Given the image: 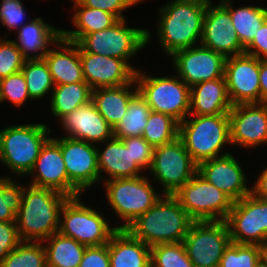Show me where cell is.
I'll return each instance as SVG.
<instances>
[{
  "label": "cell",
  "mask_w": 267,
  "mask_h": 267,
  "mask_svg": "<svg viewBox=\"0 0 267 267\" xmlns=\"http://www.w3.org/2000/svg\"><path fill=\"white\" fill-rule=\"evenodd\" d=\"M0 267H47L43 243L22 241L0 262Z\"/></svg>",
  "instance_id": "obj_36"
},
{
  "label": "cell",
  "mask_w": 267,
  "mask_h": 267,
  "mask_svg": "<svg viewBox=\"0 0 267 267\" xmlns=\"http://www.w3.org/2000/svg\"><path fill=\"white\" fill-rule=\"evenodd\" d=\"M233 0L219 2L229 11L235 32L244 48H246L267 19V7L263 5H242L234 8Z\"/></svg>",
  "instance_id": "obj_30"
},
{
  "label": "cell",
  "mask_w": 267,
  "mask_h": 267,
  "mask_svg": "<svg viewBox=\"0 0 267 267\" xmlns=\"http://www.w3.org/2000/svg\"><path fill=\"white\" fill-rule=\"evenodd\" d=\"M254 267H267V263L261 258Z\"/></svg>",
  "instance_id": "obj_51"
},
{
  "label": "cell",
  "mask_w": 267,
  "mask_h": 267,
  "mask_svg": "<svg viewBox=\"0 0 267 267\" xmlns=\"http://www.w3.org/2000/svg\"><path fill=\"white\" fill-rule=\"evenodd\" d=\"M27 177L31 179L27 183L29 185L49 188L69 198L83 196V193L68 179L60 148V136H52L45 142Z\"/></svg>",
  "instance_id": "obj_14"
},
{
  "label": "cell",
  "mask_w": 267,
  "mask_h": 267,
  "mask_svg": "<svg viewBox=\"0 0 267 267\" xmlns=\"http://www.w3.org/2000/svg\"><path fill=\"white\" fill-rule=\"evenodd\" d=\"M210 0H169L158 8L155 35L166 57L200 45L204 17Z\"/></svg>",
  "instance_id": "obj_1"
},
{
  "label": "cell",
  "mask_w": 267,
  "mask_h": 267,
  "mask_svg": "<svg viewBox=\"0 0 267 267\" xmlns=\"http://www.w3.org/2000/svg\"><path fill=\"white\" fill-rule=\"evenodd\" d=\"M260 169V173L251 185V194L259 199L267 200V165Z\"/></svg>",
  "instance_id": "obj_48"
},
{
  "label": "cell",
  "mask_w": 267,
  "mask_h": 267,
  "mask_svg": "<svg viewBox=\"0 0 267 267\" xmlns=\"http://www.w3.org/2000/svg\"><path fill=\"white\" fill-rule=\"evenodd\" d=\"M124 144H131V154L133 161L143 170L151 168L154 147L149 144L142 136H133L121 139Z\"/></svg>",
  "instance_id": "obj_43"
},
{
  "label": "cell",
  "mask_w": 267,
  "mask_h": 267,
  "mask_svg": "<svg viewBox=\"0 0 267 267\" xmlns=\"http://www.w3.org/2000/svg\"><path fill=\"white\" fill-rule=\"evenodd\" d=\"M25 60L13 40L0 37V79L21 71Z\"/></svg>",
  "instance_id": "obj_42"
},
{
  "label": "cell",
  "mask_w": 267,
  "mask_h": 267,
  "mask_svg": "<svg viewBox=\"0 0 267 267\" xmlns=\"http://www.w3.org/2000/svg\"><path fill=\"white\" fill-rule=\"evenodd\" d=\"M21 71L27 84L28 94L34 102L43 100L46 95L50 99L55 84L44 59L25 60Z\"/></svg>",
  "instance_id": "obj_34"
},
{
  "label": "cell",
  "mask_w": 267,
  "mask_h": 267,
  "mask_svg": "<svg viewBox=\"0 0 267 267\" xmlns=\"http://www.w3.org/2000/svg\"><path fill=\"white\" fill-rule=\"evenodd\" d=\"M262 258L267 263V244L262 247Z\"/></svg>",
  "instance_id": "obj_50"
},
{
  "label": "cell",
  "mask_w": 267,
  "mask_h": 267,
  "mask_svg": "<svg viewBox=\"0 0 267 267\" xmlns=\"http://www.w3.org/2000/svg\"><path fill=\"white\" fill-rule=\"evenodd\" d=\"M260 59L247 54L226 57L224 77L232 105L261 103Z\"/></svg>",
  "instance_id": "obj_16"
},
{
  "label": "cell",
  "mask_w": 267,
  "mask_h": 267,
  "mask_svg": "<svg viewBox=\"0 0 267 267\" xmlns=\"http://www.w3.org/2000/svg\"><path fill=\"white\" fill-rule=\"evenodd\" d=\"M225 222L231 242L261 247L267 244V200L246 195L233 202Z\"/></svg>",
  "instance_id": "obj_13"
},
{
  "label": "cell",
  "mask_w": 267,
  "mask_h": 267,
  "mask_svg": "<svg viewBox=\"0 0 267 267\" xmlns=\"http://www.w3.org/2000/svg\"><path fill=\"white\" fill-rule=\"evenodd\" d=\"M43 59L48 65L55 86L85 82L79 47L76 43L61 36L53 47L49 48Z\"/></svg>",
  "instance_id": "obj_24"
},
{
  "label": "cell",
  "mask_w": 267,
  "mask_h": 267,
  "mask_svg": "<svg viewBox=\"0 0 267 267\" xmlns=\"http://www.w3.org/2000/svg\"><path fill=\"white\" fill-rule=\"evenodd\" d=\"M228 116L233 148L267 146V103L233 105Z\"/></svg>",
  "instance_id": "obj_17"
},
{
  "label": "cell",
  "mask_w": 267,
  "mask_h": 267,
  "mask_svg": "<svg viewBox=\"0 0 267 267\" xmlns=\"http://www.w3.org/2000/svg\"><path fill=\"white\" fill-rule=\"evenodd\" d=\"M148 172L153 175L152 178L149 177L153 183L159 182L161 193L173 195L197 173V164L178 137L170 143L154 148Z\"/></svg>",
  "instance_id": "obj_11"
},
{
  "label": "cell",
  "mask_w": 267,
  "mask_h": 267,
  "mask_svg": "<svg viewBox=\"0 0 267 267\" xmlns=\"http://www.w3.org/2000/svg\"><path fill=\"white\" fill-rule=\"evenodd\" d=\"M15 32L17 37L13 41L26 60L43 59L62 36V28L46 23L42 17L32 18Z\"/></svg>",
  "instance_id": "obj_25"
},
{
  "label": "cell",
  "mask_w": 267,
  "mask_h": 267,
  "mask_svg": "<svg viewBox=\"0 0 267 267\" xmlns=\"http://www.w3.org/2000/svg\"><path fill=\"white\" fill-rule=\"evenodd\" d=\"M230 243V232L225 221H194L183 240L194 267H219Z\"/></svg>",
  "instance_id": "obj_12"
},
{
  "label": "cell",
  "mask_w": 267,
  "mask_h": 267,
  "mask_svg": "<svg viewBox=\"0 0 267 267\" xmlns=\"http://www.w3.org/2000/svg\"><path fill=\"white\" fill-rule=\"evenodd\" d=\"M80 60L84 80L92 90L135 82L136 71L123 59L80 52Z\"/></svg>",
  "instance_id": "obj_21"
},
{
  "label": "cell",
  "mask_w": 267,
  "mask_h": 267,
  "mask_svg": "<svg viewBox=\"0 0 267 267\" xmlns=\"http://www.w3.org/2000/svg\"><path fill=\"white\" fill-rule=\"evenodd\" d=\"M96 149L101 183L112 179L136 178L146 174L133 161L131 144H124L121 139L113 137L103 144H97Z\"/></svg>",
  "instance_id": "obj_23"
},
{
  "label": "cell",
  "mask_w": 267,
  "mask_h": 267,
  "mask_svg": "<svg viewBox=\"0 0 267 267\" xmlns=\"http://www.w3.org/2000/svg\"><path fill=\"white\" fill-rule=\"evenodd\" d=\"M225 77L200 82L190 87L188 115L228 114L232 109Z\"/></svg>",
  "instance_id": "obj_26"
},
{
  "label": "cell",
  "mask_w": 267,
  "mask_h": 267,
  "mask_svg": "<svg viewBox=\"0 0 267 267\" xmlns=\"http://www.w3.org/2000/svg\"><path fill=\"white\" fill-rule=\"evenodd\" d=\"M47 267H79L86 245L56 232L42 241Z\"/></svg>",
  "instance_id": "obj_31"
},
{
  "label": "cell",
  "mask_w": 267,
  "mask_h": 267,
  "mask_svg": "<svg viewBox=\"0 0 267 267\" xmlns=\"http://www.w3.org/2000/svg\"><path fill=\"white\" fill-rule=\"evenodd\" d=\"M79 267H110L108 243L87 246Z\"/></svg>",
  "instance_id": "obj_46"
},
{
  "label": "cell",
  "mask_w": 267,
  "mask_h": 267,
  "mask_svg": "<svg viewBox=\"0 0 267 267\" xmlns=\"http://www.w3.org/2000/svg\"><path fill=\"white\" fill-rule=\"evenodd\" d=\"M150 75L138 69L135 81L151 111L170 115L182 122L190 110V87L176 74Z\"/></svg>",
  "instance_id": "obj_9"
},
{
  "label": "cell",
  "mask_w": 267,
  "mask_h": 267,
  "mask_svg": "<svg viewBox=\"0 0 267 267\" xmlns=\"http://www.w3.org/2000/svg\"><path fill=\"white\" fill-rule=\"evenodd\" d=\"M126 23L127 19H119L109 28L83 36L76 43L79 52L120 58L137 71L138 68L131 60L152 42L154 35L149 30L150 28H139V26L133 28Z\"/></svg>",
  "instance_id": "obj_6"
},
{
  "label": "cell",
  "mask_w": 267,
  "mask_h": 267,
  "mask_svg": "<svg viewBox=\"0 0 267 267\" xmlns=\"http://www.w3.org/2000/svg\"><path fill=\"white\" fill-rule=\"evenodd\" d=\"M179 122L172 116L151 111L142 137L154 148L178 138Z\"/></svg>",
  "instance_id": "obj_35"
},
{
  "label": "cell",
  "mask_w": 267,
  "mask_h": 267,
  "mask_svg": "<svg viewBox=\"0 0 267 267\" xmlns=\"http://www.w3.org/2000/svg\"><path fill=\"white\" fill-rule=\"evenodd\" d=\"M150 112V106L138 91L131 98L127 111L121 121L113 128L114 138L124 139L133 136H142Z\"/></svg>",
  "instance_id": "obj_33"
},
{
  "label": "cell",
  "mask_w": 267,
  "mask_h": 267,
  "mask_svg": "<svg viewBox=\"0 0 267 267\" xmlns=\"http://www.w3.org/2000/svg\"><path fill=\"white\" fill-rule=\"evenodd\" d=\"M237 157L228 153L197 165V173L226 193L234 202L251 193L247 174Z\"/></svg>",
  "instance_id": "obj_20"
},
{
  "label": "cell",
  "mask_w": 267,
  "mask_h": 267,
  "mask_svg": "<svg viewBox=\"0 0 267 267\" xmlns=\"http://www.w3.org/2000/svg\"><path fill=\"white\" fill-rule=\"evenodd\" d=\"M46 122L10 124L0 129V163L16 179L27 176L52 134Z\"/></svg>",
  "instance_id": "obj_4"
},
{
  "label": "cell",
  "mask_w": 267,
  "mask_h": 267,
  "mask_svg": "<svg viewBox=\"0 0 267 267\" xmlns=\"http://www.w3.org/2000/svg\"><path fill=\"white\" fill-rule=\"evenodd\" d=\"M21 242L17 231L16 221H0V262L3 261Z\"/></svg>",
  "instance_id": "obj_45"
},
{
  "label": "cell",
  "mask_w": 267,
  "mask_h": 267,
  "mask_svg": "<svg viewBox=\"0 0 267 267\" xmlns=\"http://www.w3.org/2000/svg\"><path fill=\"white\" fill-rule=\"evenodd\" d=\"M8 101V102H7ZM26 101H33L27 90V84L22 71L0 79V104L12 103L16 108H22Z\"/></svg>",
  "instance_id": "obj_40"
},
{
  "label": "cell",
  "mask_w": 267,
  "mask_h": 267,
  "mask_svg": "<svg viewBox=\"0 0 267 267\" xmlns=\"http://www.w3.org/2000/svg\"><path fill=\"white\" fill-rule=\"evenodd\" d=\"M26 8L21 0H0V24L8 30L4 37L18 30L24 24L29 22L30 17L26 20Z\"/></svg>",
  "instance_id": "obj_41"
},
{
  "label": "cell",
  "mask_w": 267,
  "mask_h": 267,
  "mask_svg": "<svg viewBox=\"0 0 267 267\" xmlns=\"http://www.w3.org/2000/svg\"><path fill=\"white\" fill-rule=\"evenodd\" d=\"M193 222L173 195L164 194L126 230L151 248L158 244L183 242Z\"/></svg>",
  "instance_id": "obj_3"
},
{
  "label": "cell",
  "mask_w": 267,
  "mask_h": 267,
  "mask_svg": "<svg viewBox=\"0 0 267 267\" xmlns=\"http://www.w3.org/2000/svg\"><path fill=\"white\" fill-rule=\"evenodd\" d=\"M92 89L86 82L56 85L49 99L50 115L59 121L78 107L90 102Z\"/></svg>",
  "instance_id": "obj_32"
},
{
  "label": "cell",
  "mask_w": 267,
  "mask_h": 267,
  "mask_svg": "<svg viewBox=\"0 0 267 267\" xmlns=\"http://www.w3.org/2000/svg\"><path fill=\"white\" fill-rule=\"evenodd\" d=\"M81 197L69 198L64 203L58 232L86 246L107 244L118 228L112 226L108 216L84 203Z\"/></svg>",
  "instance_id": "obj_8"
},
{
  "label": "cell",
  "mask_w": 267,
  "mask_h": 267,
  "mask_svg": "<svg viewBox=\"0 0 267 267\" xmlns=\"http://www.w3.org/2000/svg\"><path fill=\"white\" fill-rule=\"evenodd\" d=\"M261 258V246L231 242L223 253L219 267H254Z\"/></svg>",
  "instance_id": "obj_39"
},
{
  "label": "cell",
  "mask_w": 267,
  "mask_h": 267,
  "mask_svg": "<svg viewBox=\"0 0 267 267\" xmlns=\"http://www.w3.org/2000/svg\"><path fill=\"white\" fill-rule=\"evenodd\" d=\"M178 137L192 160L199 163L225 154L231 145L228 114L188 115L179 123Z\"/></svg>",
  "instance_id": "obj_5"
},
{
  "label": "cell",
  "mask_w": 267,
  "mask_h": 267,
  "mask_svg": "<svg viewBox=\"0 0 267 267\" xmlns=\"http://www.w3.org/2000/svg\"><path fill=\"white\" fill-rule=\"evenodd\" d=\"M151 267H194L183 242L158 244L151 247Z\"/></svg>",
  "instance_id": "obj_38"
},
{
  "label": "cell",
  "mask_w": 267,
  "mask_h": 267,
  "mask_svg": "<svg viewBox=\"0 0 267 267\" xmlns=\"http://www.w3.org/2000/svg\"><path fill=\"white\" fill-rule=\"evenodd\" d=\"M66 195L49 188L25 185L16 225L21 241L42 242L59 231Z\"/></svg>",
  "instance_id": "obj_2"
},
{
  "label": "cell",
  "mask_w": 267,
  "mask_h": 267,
  "mask_svg": "<svg viewBox=\"0 0 267 267\" xmlns=\"http://www.w3.org/2000/svg\"><path fill=\"white\" fill-rule=\"evenodd\" d=\"M73 2L72 25L74 30L62 28V37L65 40L77 43L83 36L95 31L104 30L114 25L119 19L108 12L97 8L82 6L77 0Z\"/></svg>",
  "instance_id": "obj_29"
},
{
  "label": "cell",
  "mask_w": 267,
  "mask_h": 267,
  "mask_svg": "<svg viewBox=\"0 0 267 267\" xmlns=\"http://www.w3.org/2000/svg\"><path fill=\"white\" fill-rule=\"evenodd\" d=\"M82 6L101 9L115 15L118 19H126L123 14L145 0H77Z\"/></svg>",
  "instance_id": "obj_44"
},
{
  "label": "cell",
  "mask_w": 267,
  "mask_h": 267,
  "mask_svg": "<svg viewBox=\"0 0 267 267\" xmlns=\"http://www.w3.org/2000/svg\"><path fill=\"white\" fill-rule=\"evenodd\" d=\"M60 148L68 179L85 194L100 184L96 145L69 137H60Z\"/></svg>",
  "instance_id": "obj_18"
},
{
  "label": "cell",
  "mask_w": 267,
  "mask_h": 267,
  "mask_svg": "<svg viewBox=\"0 0 267 267\" xmlns=\"http://www.w3.org/2000/svg\"><path fill=\"white\" fill-rule=\"evenodd\" d=\"M10 174L0 176V221H16L25 185Z\"/></svg>",
  "instance_id": "obj_37"
},
{
  "label": "cell",
  "mask_w": 267,
  "mask_h": 267,
  "mask_svg": "<svg viewBox=\"0 0 267 267\" xmlns=\"http://www.w3.org/2000/svg\"><path fill=\"white\" fill-rule=\"evenodd\" d=\"M152 182L148 174H144L136 178L112 179L101 183L109 207L121 222L114 223L118 229H126L164 195L158 192L157 186Z\"/></svg>",
  "instance_id": "obj_7"
},
{
  "label": "cell",
  "mask_w": 267,
  "mask_h": 267,
  "mask_svg": "<svg viewBox=\"0 0 267 267\" xmlns=\"http://www.w3.org/2000/svg\"><path fill=\"white\" fill-rule=\"evenodd\" d=\"M173 196L194 221H225L234 202L198 173Z\"/></svg>",
  "instance_id": "obj_10"
},
{
  "label": "cell",
  "mask_w": 267,
  "mask_h": 267,
  "mask_svg": "<svg viewBox=\"0 0 267 267\" xmlns=\"http://www.w3.org/2000/svg\"><path fill=\"white\" fill-rule=\"evenodd\" d=\"M218 3L214 5L210 0L207 4L200 45L225 57L244 54L245 48L235 32L229 11Z\"/></svg>",
  "instance_id": "obj_19"
},
{
  "label": "cell",
  "mask_w": 267,
  "mask_h": 267,
  "mask_svg": "<svg viewBox=\"0 0 267 267\" xmlns=\"http://www.w3.org/2000/svg\"><path fill=\"white\" fill-rule=\"evenodd\" d=\"M58 123L66 133L62 136L95 145L114 137V129L100 115L92 100L62 117Z\"/></svg>",
  "instance_id": "obj_22"
},
{
  "label": "cell",
  "mask_w": 267,
  "mask_h": 267,
  "mask_svg": "<svg viewBox=\"0 0 267 267\" xmlns=\"http://www.w3.org/2000/svg\"><path fill=\"white\" fill-rule=\"evenodd\" d=\"M168 58L174 73L189 87L224 77L226 57L202 45L178 50Z\"/></svg>",
  "instance_id": "obj_15"
},
{
  "label": "cell",
  "mask_w": 267,
  "mask_h": 267,
  "mask_svg": "<svg viewBox=\"0 0 267 267\" xmlns=\"http://www.w3.org/2000/svg\"><path fill=\"white\" fill-rule=\"evenodd\" d=\"M108 253L110 267H151V248L126 229H118L111 236Z\"/></svg>",
  "instance_id": "obj_27"
},
{
  "label": "cell",
  "mask_w": 267,
  "mask_h": 267,
  "mask_svg": "<svg viewBox=\"0 0 267 267\" xmlns=\"http://www.w3.org/2000/svg\"><path fill=\"white\" fill-rule=\"evenodd\" d=\"M259 82L261 103H267V59L260 60Z\"/></svg>",
  "instance_id": "obj_49"
},
{
  "label": "cell",
  "mask_w": 267,
  "mask_h": 267,
  "mask_svg": "<svg viewBox=\"0 0 267 267\" xmlns=\"http://www.w3.org/2000/svg\"><path fill=\"white\" fill-rule=\"evenodd\" d=\"M138 92L136 81L116 87L92 90V101L100 115L114 128L125 115L131 98Z\"/></svg>",
  "instance_id": "obj_28"
},
{
  "label": "cell",
  "mask_w": 267,
  "mask_h": 267,
  "mask_svg": "<svg viewBox=\"0 0 267 267\" xmlns=\"http://www.w3.org/2000/svg\"><path fill=\"white\" fill-rule=\"evenodd\" d=\"M245 54L260 60L267 59V19L259 28L252 42L245 48Z\"/></svg>",
  "instance_id": "obj_47"
}]
</instances>
